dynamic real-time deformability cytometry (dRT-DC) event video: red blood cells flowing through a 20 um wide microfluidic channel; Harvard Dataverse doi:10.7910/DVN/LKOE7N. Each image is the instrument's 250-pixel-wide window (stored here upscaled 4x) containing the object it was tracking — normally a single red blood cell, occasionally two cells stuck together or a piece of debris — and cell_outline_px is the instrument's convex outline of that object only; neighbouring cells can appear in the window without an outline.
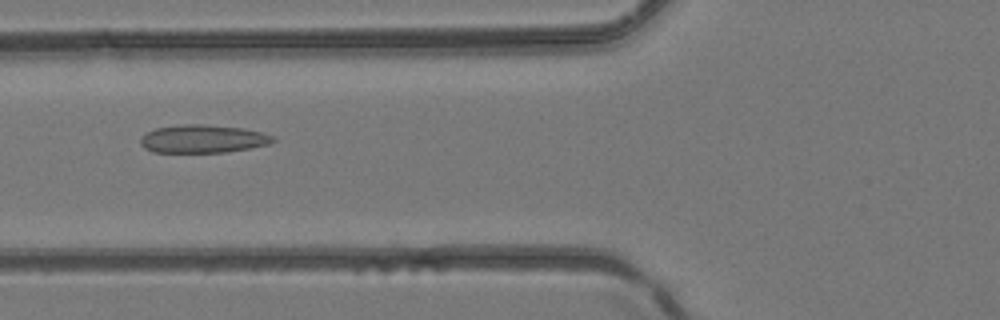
{"species": "common noctule bat (a hibernating species)", "species_latin": "Nyctalus noctula", "temperature_condition": "room temperature", "stored_images_in_passage": 6, "camera_frame_rate_fps": 3000, "um_per_image_px": 0.085, "animal": {"sex": "female", "body_mass_g": 24.6, "forearm_length_mm": 56.2}, "frame": {"image": 1, "passage_image": 6, "time_ms": 1.667, "image_size_px": [1000, 320], "cell_outline_px": [[276, 140], [268, 144], [248, 148], [224, 152], [152, 152], [144, 148], [140, 144], [140, 136], [156, 128], [184, 124], [200, 124], [244, 128], [260, 132], [272, 136]], "centroid_in_image_um": [17.2, 11.8], "position_along_channel_um": 108.6, "area_um2": 21.5}}